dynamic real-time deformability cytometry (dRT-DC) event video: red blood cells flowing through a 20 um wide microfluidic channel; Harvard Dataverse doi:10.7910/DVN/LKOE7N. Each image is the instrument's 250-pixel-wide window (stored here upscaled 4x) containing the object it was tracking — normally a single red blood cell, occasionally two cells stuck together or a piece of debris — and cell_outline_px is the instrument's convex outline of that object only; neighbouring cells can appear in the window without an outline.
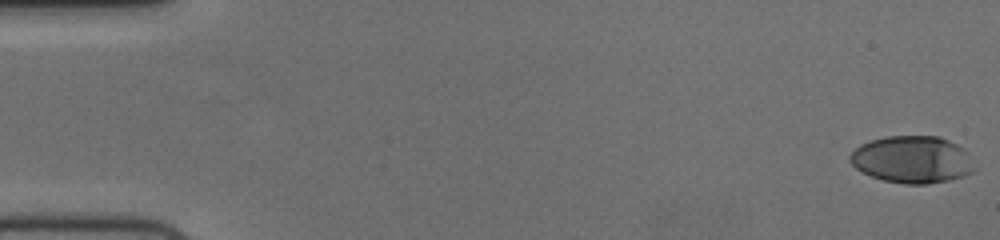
{"species": "human", "species_latin": "Homo sapiens", "temperature_condition": "cold", "stored_images_in_passage": 56, "camera_frame_rate_fps": 3000, "um_per_image_px": 0.085, "donor": {"sex": "female"}, "frame": {"image": 1, "passage_image": 1, "time_ms": 0.0, "image_size_px": [1000, 240], "cell_outline_px": [[976, 168], [972, 172], [964, 176], [948, 180], [928, 184], [904, 184], [884, 180], [872, 176], [856, 168], [848, 160], [848, 156], [860, 144], [872, 140], [888, 136], [940, 136], [964, 148]], "centroid_in_image_um": [77.54, 13.56], "position_along_channel_um": 7.5, "area_um2": 34.16}}
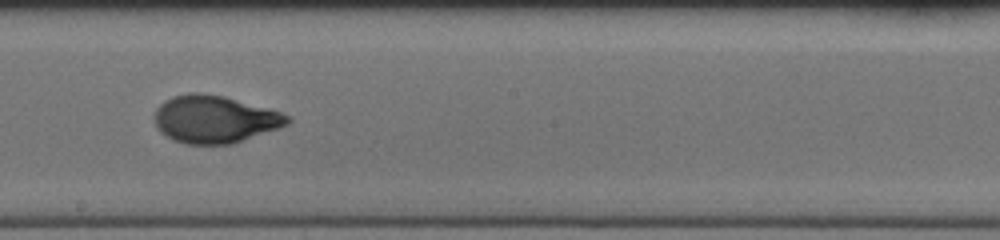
{"frame": {"image": 2, "passage_image": 32, "time_ms": 10.333, "image_size_px": [1000, 240], "cell_outline_px": [[292, 120], [288, 124], [232, 144], [184, 144], [172, 140], [160, 132], [156, 128], [156, 108], [164, 100], [172, 96], [188, 92], [200, 92], [224, 96], [280, 112], [288, 116]], "centroid_in_image_um": [18.2, 10.13], "position_along_channel_um": 230.0, "area_um2": 36.65}}
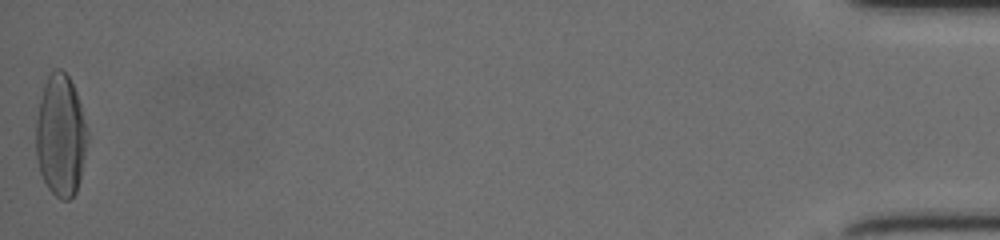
{"frame": {"image": 3, "passage_image": 56, "time_ms": 18.333, "image_size_px": [1000, 240], "cell_outline_px": [[88, 140], [80, 180], [76, 192], [68, 200], [60, 200], [48, 188], [40, 172], [36, 156], [36, 120], [40, 100], [44, 84], [48, 76], [56, 68], [60, 68], [68, 76], [76, 92], [80, 104], [88, 132]], "centroid_in_image_um": [5.16, 11.55], "position_along_channel_um": 430.0, "area_um2": 36.53}, "authors_computed_cell_mechanics": {"area_um2": 35.1135, "velocity_mm_per_s": 3.7487, "shape_relaxation_time_tau1_ms": 3.7892, "shape_relaxation_time_tau2_ms": 0.8937, "deformation_change_tau1": 0.1991, "deformation_change_tau2": 0.0522}}